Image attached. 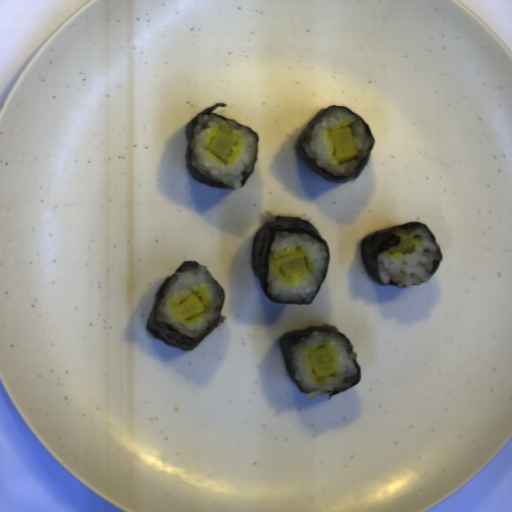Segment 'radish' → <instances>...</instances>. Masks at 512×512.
<instances>
[{
  "mask_svg": "<svg viewBox=\"0 0 512 512\" xmlns=\"http://www.w3.org/2000/svg\"><path fill=\"white\" fill-rule=\"evenodd\" d=\"M416 246L412 236H404L400 237V241L397 246L389 247L388 251L392 254H402L405 252H409L414 249Z\"/></svg>",
  "mask_w": 512,
  "mask_h": 512,
  "instance_id": "6",
  "label": "radish"
},
{
  "mask_svg": "<svg viewBox=\"0 0 512 512\" xmlns=\"http://www.w3.org/2000/svg\"><path fill=\"white\" fill-rule=\"evenodd\" d=\"M333 144L334 157L340 162L349 161L358 155L352 128L343 127L329 132Z\"/></svg>",
  "mask_w": 512,
  "mask_h": 512,
  "instance_id": "1",
  "label": "radish"
},
{
  "mask_svg": "<svg viewBox=\"0 0 512 512\" xmlns=\"http://www.w3.org/2000/svg\"><path fill=\"white\" fill-rule=\"evenodd\" d=\"M205 305L195 294H189L182 301H180L175 310L179 317L189 320L196 315L203 312Z\"/></svg>",
  "mask_w": 512,
  "mask_h": 512,
  "instance_id": "5",
  "label": "radish"
},
{
  "mask_svg": "<svg viewBox=\"0 0 512 512\" xmlns=\"http://www.w3.org/2000/svg\"><path fill=\"white\" fill-rule=\"evenodd\" d=\"M309 357L317 377H325L335 373V362L327 347L311 352Z\"/></svg>",
  "mask_w": 512,
  "mask_h": 512,
  "instance_id": "2",
  "label": "radish"
},
{
  "mask_svg": "<svg viewBox=\"0 0 512 512\" xmlns=\"http://www.w3.org/2000/svg\"><path fill=\"white\" fill-rule=\"evenodd\" d=\"M277 264L284 276H290L306 270L304 254L297 252L277 259Z\"/></svg>",
  "mask_w": 512,
  "mask_h": 512,
  "instance_id": "4",
  "label": "radish"
},
{
  "mask_svg": "<svg viewBox=\"0 0 512 512\" xmlns=\"http://www.w3.org/2000/svg\"><path fill=\"white\" fill-rule=\"evenodd\" d=\"M236 143L235 139L218 130L209 143L208 149L216 157L226 163L228 161V157L231 156L233 152L232 148L235 147Z\"/></svg>",
  "mask_w": 512,
  "mask_h": 512,
  "instance_id": "3",
  "label": "radish"
}]
</instances>
